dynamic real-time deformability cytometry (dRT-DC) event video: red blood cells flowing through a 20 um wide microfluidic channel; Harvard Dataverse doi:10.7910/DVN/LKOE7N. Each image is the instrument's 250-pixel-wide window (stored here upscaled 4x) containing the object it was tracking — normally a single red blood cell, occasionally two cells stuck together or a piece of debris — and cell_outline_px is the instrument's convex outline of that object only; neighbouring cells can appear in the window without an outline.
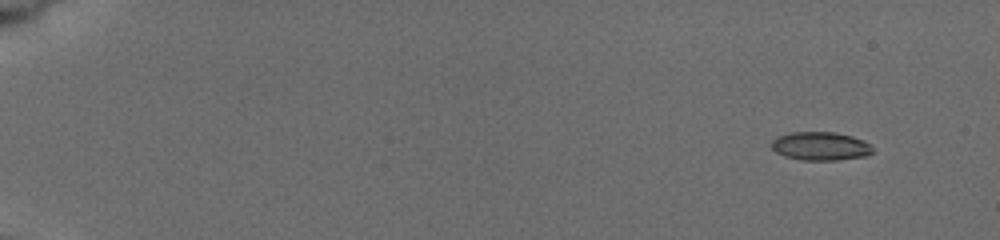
{"species": "common noctule bat (a hibernating species)", "species_latin": "Nyctalus noctula", "temperature_condition": "cold", "stored_images_in_passage": 8, "segment_of_instrument_passage": [1, 2], "camera_frame_rate_fps": 3000, "um_per_image_px": 0.085, "animal": {"sex": "female", "body_mass_g": 19.5, "forearm_length_mm": 54.1}, "frame": {"image": 1, "passage_image": 1, "time_ms": 0.0, "image_size_px": [1000, 240], "cell_outline_px": [[876, 152], [868, 156], [836, 160], [804, 160], [784, 156], [776, 152], [772, 148], [772, 140], [776, 136], [792, 132], [836, 132], [852, 136], [864, 140]], "centroid_in_image_um": [69.77, 12.42], "position_along_channel_um": 15.2, "area_um2": 16.94}}